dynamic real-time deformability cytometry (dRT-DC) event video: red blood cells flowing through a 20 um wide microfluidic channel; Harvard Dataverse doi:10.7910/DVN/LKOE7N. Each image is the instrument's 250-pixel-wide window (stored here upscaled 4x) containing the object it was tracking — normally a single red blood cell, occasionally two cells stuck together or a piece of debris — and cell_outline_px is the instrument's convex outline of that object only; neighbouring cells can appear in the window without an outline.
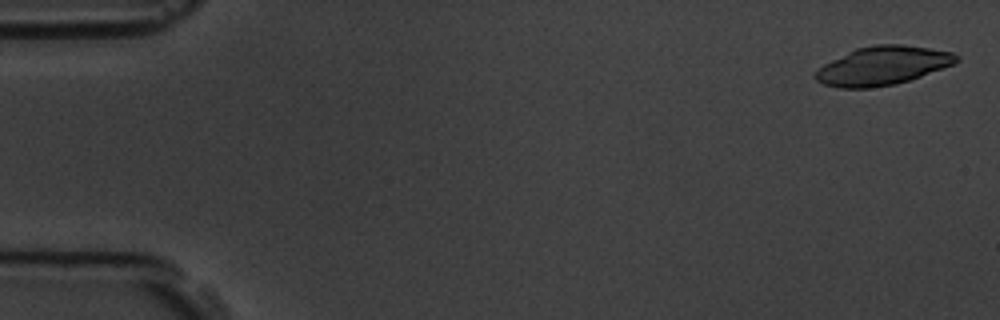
{"species": "common noctule bat (a hibernating species)", "species_latin": "Nyctalus noctula", "temperature_condition": "room temperature", "stored_images_in_passage": 6, "segment_of_instrument_passage": [2, 2], "camera_frame_rate_fps": 3000, "um_per_image_px": 0.085, "animal": {"sex": "male", "body_mass_g": 19.5, "forearm_length_mm": 54.6}, "frame": {"image": 1, "passage_image": 6, "time_ms": 6.333, "image_size_px": [1000, 320], "cell_outline_px": [[960, 60], [952, 64], [920, 76], [896, 84], [868, 88], [840, 88], [824, 84], [816, 80], [812, 76], [824, 64], [856, 48], [876, 44], [900, 44], [928, 48], [952, 52], [960, 56]], "centroid_in_image_um": [75.01, 5.58], "position_along_channel_um": 10.0, "area_um2": 31.39}}